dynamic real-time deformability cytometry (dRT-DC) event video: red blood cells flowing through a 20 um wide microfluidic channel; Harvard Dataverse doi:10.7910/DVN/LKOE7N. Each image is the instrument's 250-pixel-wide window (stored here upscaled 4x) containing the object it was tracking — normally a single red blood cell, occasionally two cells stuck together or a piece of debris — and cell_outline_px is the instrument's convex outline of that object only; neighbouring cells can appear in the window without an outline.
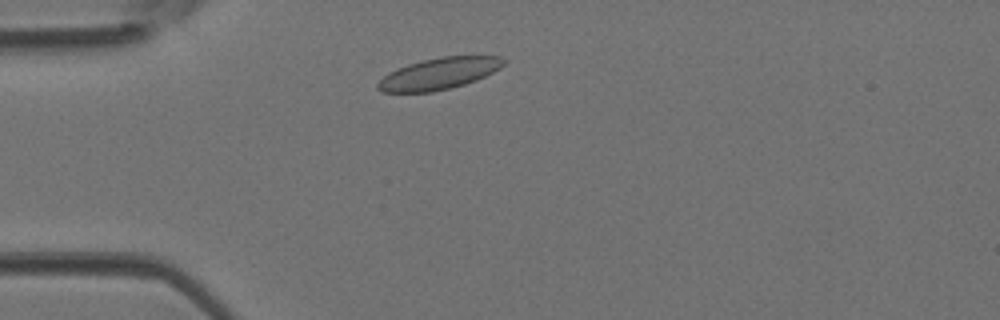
{"species": "Egyptian fruit bat (a non-hibernating species)", "species_latin": "Rousettus aegyptiacus", "temperature_condition": "room temperature", "stored_images_in_passage": 37, "camera_frame_rate_fps": 3000, "um_per_image_px": 0.085, "animal": {"sex": "female"}, "frame": {"image": 1, "passage_image": 4, "time_ms": 1.0, "image_size_px": [1000, 320], "cell_outline_px": [[508, 60], [500, 68], [476, 80], [464, 84], [432, 92], [380, 92], [376, 88], [376, 84], [388, 72], [408, 64], [440, 56], [500, 56]], "centroid_in_image_um": [37.31, 6.25], "position_along_channel_um": 47.7, "area_um2": 23.06}}
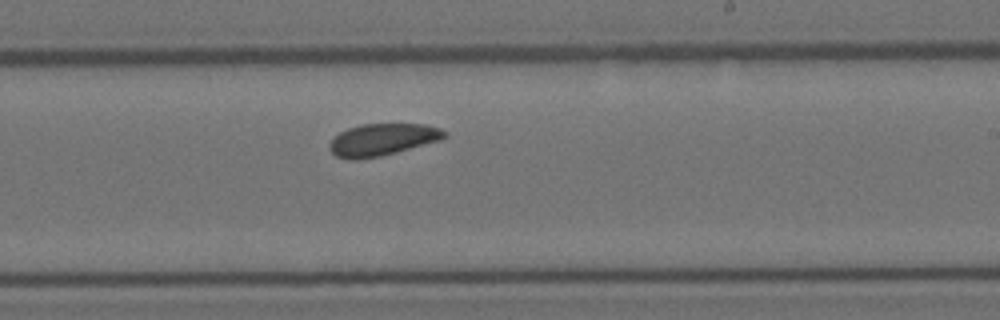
{"frame": {"image": 2, "passage_image": 19, "time_ms": 6.0, "image_size_px": [1000, 320], "cell_outline_px": [[448, 136], [440, 140], [396, 152], [380, 156], [356, 160], [352, 160], [336, 156], [328, 148], [328, 144], [340, 132], [348, 128], [364, 124], [424, 124], [440, 128], [448, 132]], "centroid_in_image_um": [32.51, 11.87], "position_along_channel_um": 256.5, "area_um2": 21.39}}
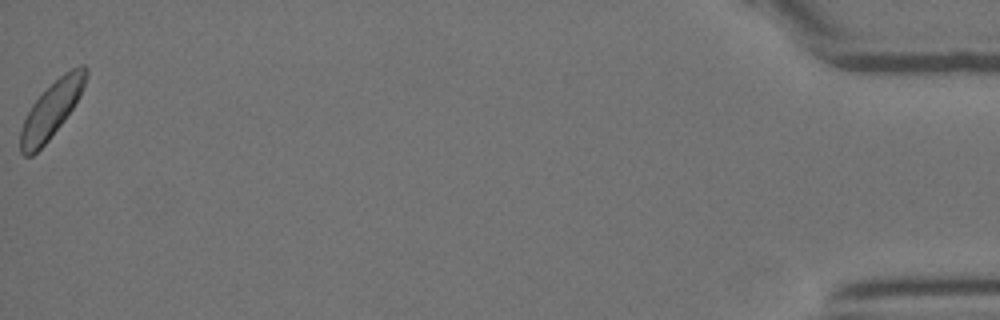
{"frame": {"image": 3, "passage_image": 37, "time_ms": 12.0, "image_size_px": [1000, 320], "cell_outline_px": [[88, 76], [80, 96], [64, 120], [48, 140], [32, 156], [24, 156], [20, 152], [20, 132], [24, 120], [32, 104], [64, 72], [80, 64], [84, 64], [88, 68]], "centroid_in_image_um": [4.39, 9.3], "position_along_channel_um": 430.8, "area_um2": 20.98}}